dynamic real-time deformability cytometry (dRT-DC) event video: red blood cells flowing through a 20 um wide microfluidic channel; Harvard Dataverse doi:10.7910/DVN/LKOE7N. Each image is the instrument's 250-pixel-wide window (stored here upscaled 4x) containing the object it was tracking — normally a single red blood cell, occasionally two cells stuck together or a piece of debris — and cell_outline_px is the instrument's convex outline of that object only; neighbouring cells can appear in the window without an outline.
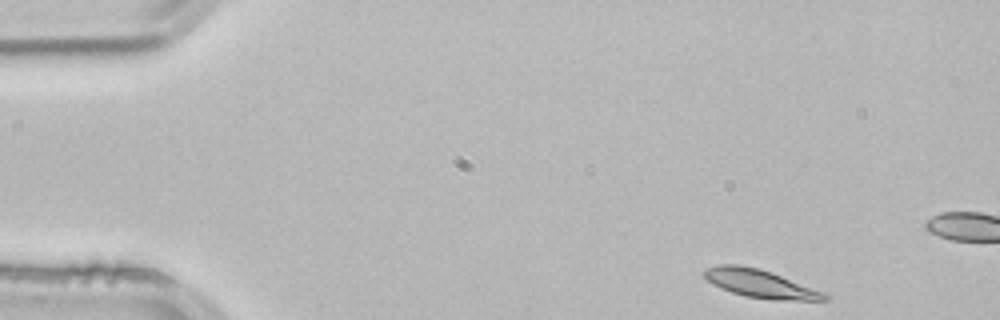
{"species": "common noctule bat (a hibernating species)", "species_latin": "Nyctalus noctula", "temperature_condition": "room temperature", "stored_images_in_passage": 11, "camera_frame_rate_fps": 3000, "um_per_image_px": 0.085, "animal": {"sex": "male", "body_mass_g": 21.5, "forearm_length_mm": 52.0}, "frame": {"image": 1, "passage_image": 1, "time_ms": 0.0, "image_size_px": [1000, 320], "cell_outline_px": [[828, 300], [776, 300], [744, 296], [720, 288], [712, 284], [700, 272], [704, 268], [720, 264], [736, 264], [760, 268], [772, 272], [824, 292], [828, 296]], "centroid_in_image_um": [64.56, 24.09], "position_along_channel_um": 20.4, "area_um2": 19.83}}